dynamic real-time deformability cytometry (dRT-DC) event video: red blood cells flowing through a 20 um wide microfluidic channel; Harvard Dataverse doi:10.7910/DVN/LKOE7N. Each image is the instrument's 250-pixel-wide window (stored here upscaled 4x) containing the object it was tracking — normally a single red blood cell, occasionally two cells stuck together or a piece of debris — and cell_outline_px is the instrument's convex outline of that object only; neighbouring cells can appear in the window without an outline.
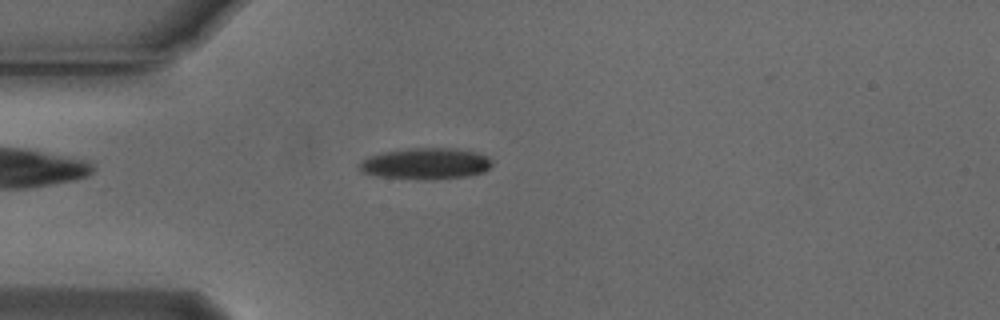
{"species": "Egyptian fruit bat (a non-hibernating species)", "species_latin": "Rousettus aegyptiacus", "temperature_condition": "cold", "stored_images_in_passage": 44, "camera_frame_rate_fps": 3000, "um_per_image_px": 0.085, "animal": {"sex": "male"}, "frame": {"image": 1, "passage_image": 4, "time_ms": 1.0, "image_size_px": [1000, 320], "cell_outline_px": [[492, 164], [484, 172], [468, 176], [436, 180], [424, 180], [376, 176], [360, 172], [360, 164], [368, 156], [384, 152], [408, 148], [456, 148], [476, 152], [488, 156], [492, 160]], "centroid_in_image_um": [36.21, 13.92], "position_along_channel_um": 48.8, "area_um2": 24.45}}
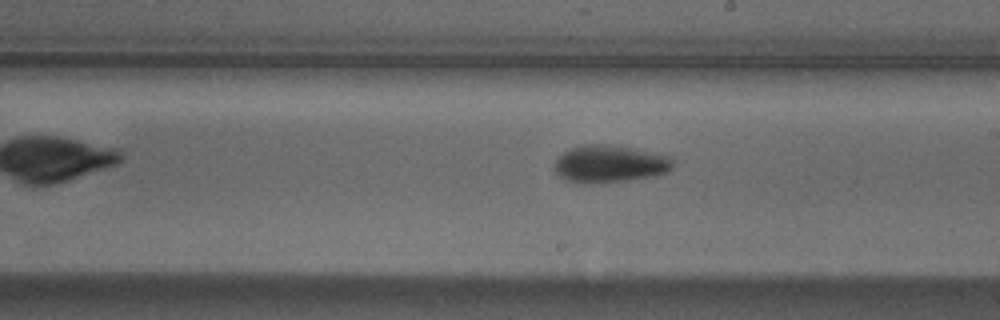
{"frame": {"image": 2, "passage_image": 20, "time_ms": 6.333, "image_size_px": [1000, 320], "cell_outline_px": [[672, 168], [668, 172], [656, 176], [632, 180], [600, 184], [584, 184], [564, 180], [552, 172], [552, 164], [568, 148], [584, 144], [604, 144], [636, 148], [672, 156]], "centroid_in_image_um": [51.79, 13.95], "position_along_channel_um": 237.2, "area_um2": 26.76}}
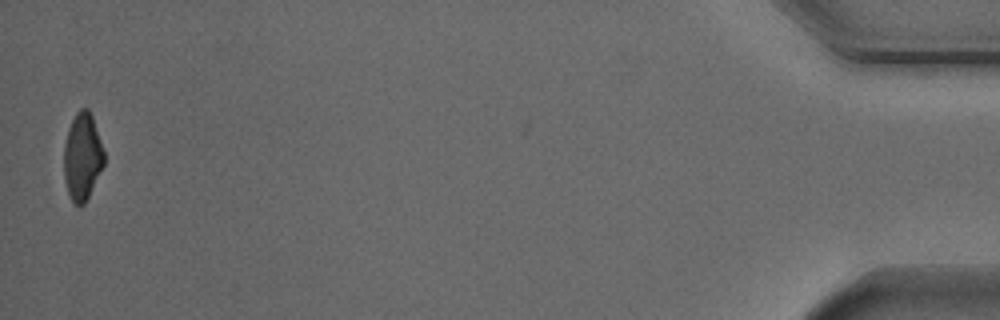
{"frame": {"image": 3, "passage_image": 43, "time_ms": 14.0, "image_size_px": [1000, 320], "cell_outline_px": [[104, 164], [84, 204], [80, 208], [72, 200], [68, 192], [64, 180], [64, 144], [68, 128], [76, 112], [80, 108], [88, 108], [92, 116], [104, 152]], "centroid_in_image_um": [6.98, 13.3], "position_along_channel_um": 428.2, "area_um2": 20.23}, "authors_computed_cell_mechanics": {"area_um2": 23.0044, "velocity_mm_per_s": 3.7682, "shape_relaxation_time_tau1_ms": 2.7351, "shape_relaxation_time_tau2_ms": null, "deformation_change_tau1": 0.1259, "deformation_change_tau2": null}}